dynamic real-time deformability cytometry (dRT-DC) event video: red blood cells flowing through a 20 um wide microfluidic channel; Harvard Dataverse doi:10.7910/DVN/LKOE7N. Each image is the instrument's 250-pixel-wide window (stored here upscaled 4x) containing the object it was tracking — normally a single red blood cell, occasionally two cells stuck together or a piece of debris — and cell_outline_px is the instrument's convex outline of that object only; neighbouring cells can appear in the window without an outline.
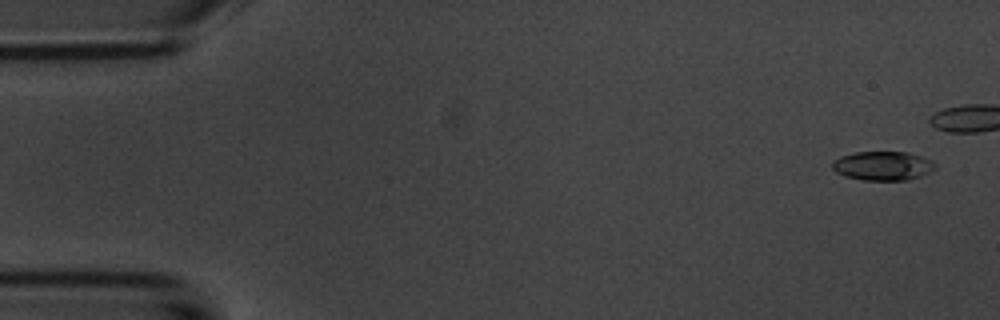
{"species": "common noctule bat (a hibernating species)", "species_latin": "Nyctalus noctula", "temperature_condition": "room temperature", "stored_images_in_passage": 5, "camera_frame_rate_fps": 3000, "um_per_image_px": 0.085, "animal": {"sex": "male", "body_mass_g": 20.1, "forearm_length_mm": 53.5}, "frame": {"image": 1, "passage_image": 1, "time_ms": 0.0, "image_size_px": [1000, 320], "cell_outline_px": [[936, 168], [920, 176], [908, 180], [864, 180], [844, 176], [836, 172], [832, 168], [832, 160], [840, 156], [856, 152], [908, 152], [932, 160], [936, 164]], "centroid_in_image_um": [75.02, 14.09], "position_along_channel_um": 10.0, "area_um2": 17.46}}